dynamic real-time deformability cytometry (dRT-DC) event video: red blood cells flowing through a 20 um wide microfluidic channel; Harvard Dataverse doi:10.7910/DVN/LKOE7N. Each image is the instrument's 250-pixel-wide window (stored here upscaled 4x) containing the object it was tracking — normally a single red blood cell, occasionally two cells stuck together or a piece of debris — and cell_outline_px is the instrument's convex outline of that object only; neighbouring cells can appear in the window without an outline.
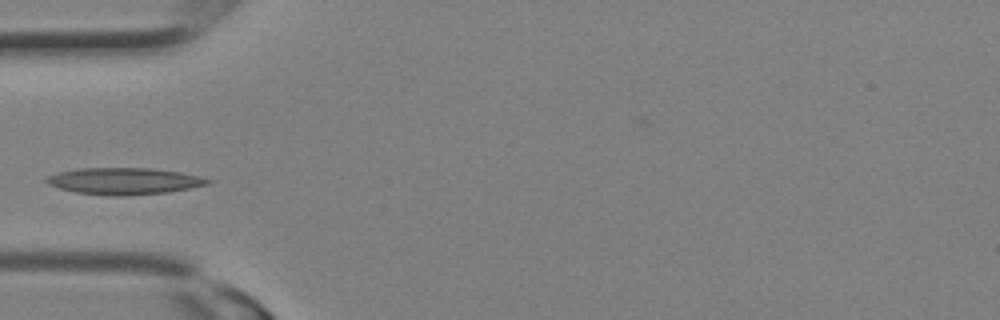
{"species": "Egyptian fruit bat (a non-hibernating species)", "species_latin": "Rousettus aegyptiacus", "temperature_condition": "room temperature", "stored_images_in_passage": 2, "camera_frame_rate_fps": 3000, "um_per_image_px": 0.085, "animal": {"sex": "female"}, "frame": {"image": 1, "passage_image": 2, "time_ms": 0.333, "image_size_px": [1000, 320], "cell_outline_px": [[212, 180], [208, 184], [168, 192], [124, 196], [108, 196], [76, 192], [60, 188], [48, 184], [44, 180], [44, 176], [56, 172], [76, 168], [148, 168], [180, 172], [200, 176]], "centroid_in_image_um": [10.48, 15.39], "position_along_channel_um": 74.5, "area_um2": 25.2}}